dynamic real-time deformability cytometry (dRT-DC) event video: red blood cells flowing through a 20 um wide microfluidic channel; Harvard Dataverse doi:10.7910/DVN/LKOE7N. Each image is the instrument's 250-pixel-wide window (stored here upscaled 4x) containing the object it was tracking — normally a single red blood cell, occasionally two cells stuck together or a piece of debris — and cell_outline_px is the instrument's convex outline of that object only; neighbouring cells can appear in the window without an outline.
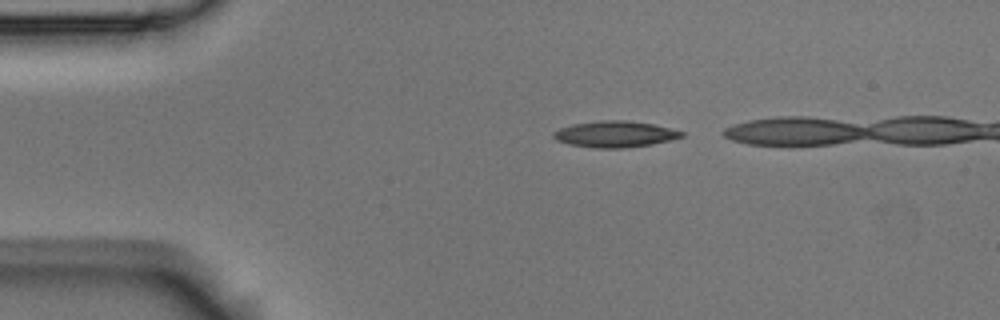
{"species": "Egyptian fruit bat (a non-hibernating species)", "species_latin": "Rousettus aegyptiacus", "temperature_condition": "room temperature", "stored_images_in_passage": 3, "camera_frame_rate_fps": 3000, "um_per_image_px": 0.085, "animal": {"sex": "male"}, "frame": {"image": 1, "passage_image": 1, "time_ms": 0.0, "image_size_px": [1000, 320], "cell_outline_px": [[684, 136], [652, 144], [620, 148], [596, 148], [568, 144], [556, 140], [552, 136], [552, 132], [560, 128], [572, 124], [600, 120], [628, 120], [652, 124], [684, 132]], "centroid_in_image_um": [52.22, 11.39], "position_along_channel_um": 32.8, "area_um2": 19.48}}